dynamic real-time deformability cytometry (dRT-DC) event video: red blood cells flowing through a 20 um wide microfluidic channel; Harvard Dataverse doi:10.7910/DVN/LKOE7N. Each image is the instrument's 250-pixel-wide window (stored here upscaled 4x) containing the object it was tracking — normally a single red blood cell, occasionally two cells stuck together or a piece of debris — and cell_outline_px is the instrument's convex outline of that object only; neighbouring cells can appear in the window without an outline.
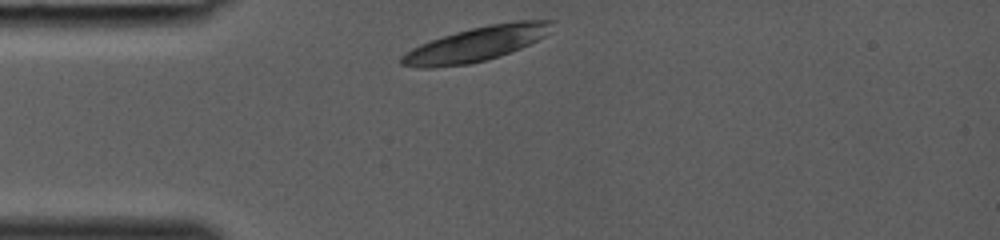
{"species": "common noctule bat (a hibernating species)", "species_latin": "Nyctalus noctula", "temperature_condition": "room temperature", "stored_images_in_passage": 25, "camera_frame_rate_fps": 3000, "um_per_image_px": 0.085, "animal": {"sex": "female", "body_mass_g": 19.0, "forearm_length_mm": 53.3}, "frame": {"image": 1, "passage_image": 1, "time_ms": 0.0, "image_size_px": [1000, 240], "cell_outline_px": [[556, 20], [552, 32], [520, 48], [500, 56], [468, 64], [432, 68], [420, 68], [400, 64], [400, 56], [412, 48], [420, 44], [456, 32], [472, 28], [492, 24], [516, 20]], "centroid_in_image_um": [40.52, 3.73], "position_along_channel_um": 44.5, "area_um2": 30.11}}